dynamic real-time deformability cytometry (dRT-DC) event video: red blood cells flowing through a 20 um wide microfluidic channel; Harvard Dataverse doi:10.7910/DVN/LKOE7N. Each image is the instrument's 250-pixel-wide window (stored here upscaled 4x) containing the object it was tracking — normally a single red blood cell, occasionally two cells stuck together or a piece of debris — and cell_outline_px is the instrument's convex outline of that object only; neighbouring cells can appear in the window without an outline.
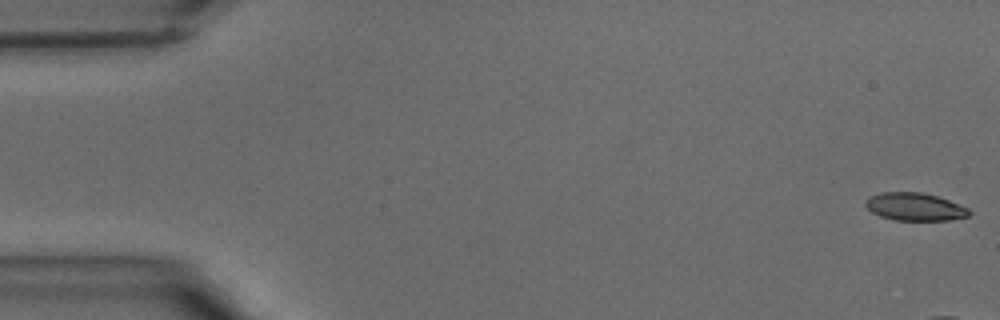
{"species": "common noctule bat (a hibernating species)", "species_latin": "Nyctalus noctula", "temperature_condition": "warm", "stored_images_in_passage": 8, "camera_frame_rate_fps": 3000, "um_per_image_px": 0.085, "animal": {"sex": "male", "body_mass_g": 15.6}, "frame": {"image": 1, "passage_image": 1, "time_ms": 0.0, "image_size_px": [1000, 320], "cell_outline_px": [[972, 212], [968, 216], [948, 220], [892, 220], [880, 216], [872, 212], [864, 204], [864, 200], [868, 196], [884, 192], [920, 192], [936, 196], [948, 200], [968, 208]], "centroid_in_image_um": [77.72, 17.57], "position_along_channel_um": 7.3, "area_um2": 16.76}}